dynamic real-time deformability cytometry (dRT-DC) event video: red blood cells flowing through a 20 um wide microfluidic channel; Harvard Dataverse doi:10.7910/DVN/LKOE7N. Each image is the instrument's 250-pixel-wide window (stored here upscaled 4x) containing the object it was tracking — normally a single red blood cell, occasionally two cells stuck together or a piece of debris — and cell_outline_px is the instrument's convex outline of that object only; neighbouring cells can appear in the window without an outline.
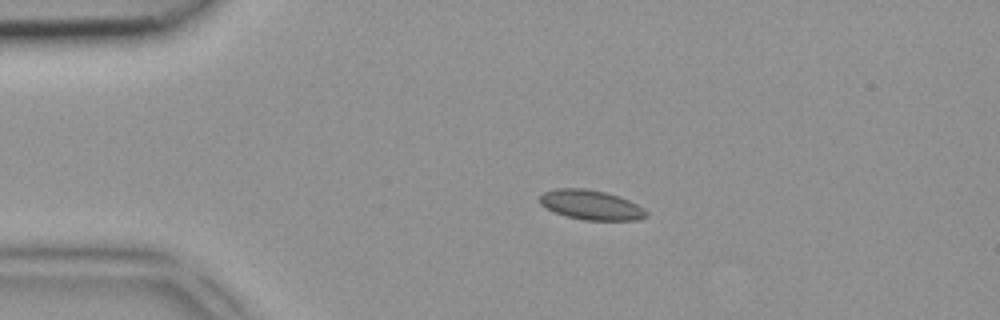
{"species": "common noctule bat (a hibernating species)", "species_latin": "Nyctalus noctula", "temperature_condition": "room temperature", "stored_images_in_passage": 4, "segment_of_instrument_passage": [1, 2], "camera_frame_rate_fps": 3000, "um_per_image_px": 0.085, "animal": {"sex": "female", "body_mass_g": 18.4}, "frame": {"image": 1, "passage_image": 2, "time_ms": 0.333, "image_size_px": [1000, 320], "cell_outline_px": [[648, 216], [636, 220], [584, 220], [568, 216], [556, 212], [540, 204], [540, 196], [544, 192], [556, 188], [584, 188], [604, 192], [620, 196], [644, 208], [648, 212]], "centroid_in_image_um": [50.26, 17.41], "position_along_channel_um": 34.7, "area_um2": 18.26}}